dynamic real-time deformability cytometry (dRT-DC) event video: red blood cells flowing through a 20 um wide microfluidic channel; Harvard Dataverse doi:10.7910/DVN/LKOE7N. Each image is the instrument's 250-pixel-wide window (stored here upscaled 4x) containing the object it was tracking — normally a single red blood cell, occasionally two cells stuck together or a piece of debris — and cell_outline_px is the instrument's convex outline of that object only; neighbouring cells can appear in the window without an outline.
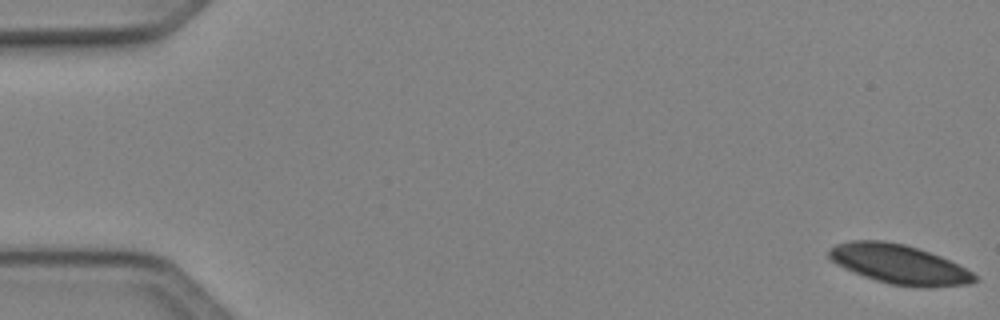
{"species": "Egyptian fruit bat (a non-hibernating species)", "species_latin": "Rousettus aegyptiacus", "temperature_condition": "cold", "stored_images_in_passage": 16, "camera_frame_rate_fps": 3000, "um_per_image_px": 0.085, "animal": {"sex": "female"}, "frame": {"image": 1, "passage_image": 1, "time_ms": 0.0, "image_size_px": [1000, 320], "cell_outline_px": [[980, 280], [972, 284], [932, 288], [920, 288], [892, 284], [876, 280], [852, 272], [828, 260], [824, 256], [836, 244], [852, 240], [884, 240], [904, 244], [940, 256], [972, 272]], "centroid_in_image_um": [76.41, 22.48], "position_along_channel_um": 8.6, "area_um2": 33.7}}
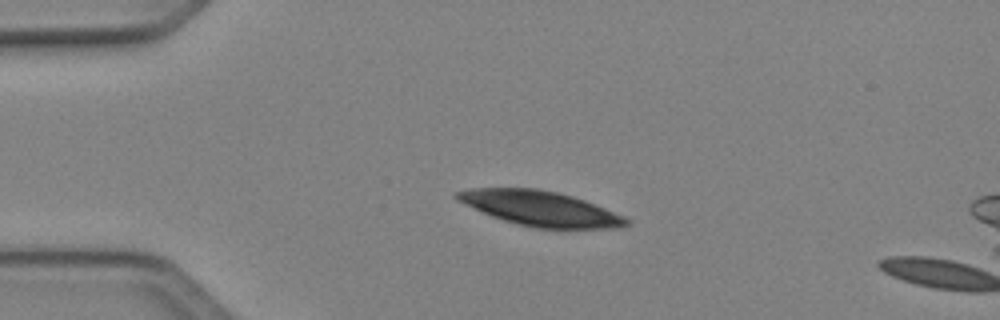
{"frame": {"image": 2, "passage_image": 12, "time_ms": 3.667, "image_size_px": [1000, 320], "cell_outline_px": [[632, 224], [620, 228], [536, 228], [516, 224], [492, 216], [464, 204], [456, 200], [452, 196], [456, 192], [468, 188], [536, 188], [556, 192], [572, 196], [584, 200], [624, 216], [632, 220]], "centroid_in_image_um": [45.93, 17.72], "position_along_channel_um": 39.1, "area_um2": 34.45}}